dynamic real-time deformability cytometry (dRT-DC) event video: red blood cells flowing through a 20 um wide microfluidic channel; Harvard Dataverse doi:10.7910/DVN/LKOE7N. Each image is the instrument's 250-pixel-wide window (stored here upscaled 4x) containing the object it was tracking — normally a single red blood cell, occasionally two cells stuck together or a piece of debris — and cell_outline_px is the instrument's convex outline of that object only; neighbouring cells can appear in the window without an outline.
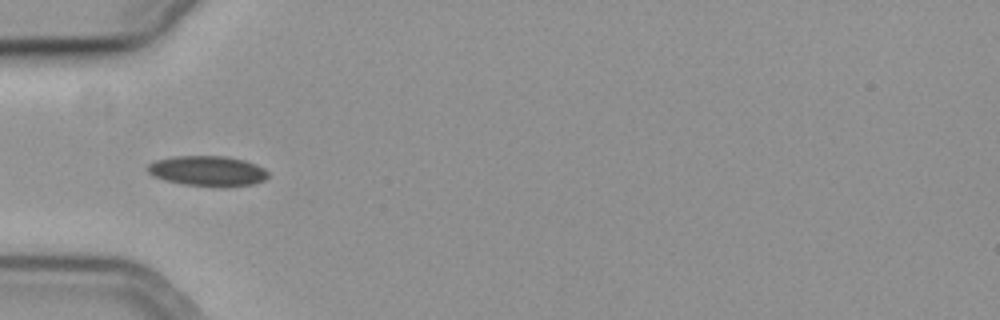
{"species": "common noctule bat (a hibernating species)", "species_latin": "Nyctalus noctula", "temperature_condition": "cold", "stored_images_in_passage": 13, "camera_frame_rate_fps": 3000, "um_per_image_px": 0.085, "animal": {"sex": "female", "body_mass_g": 19.3, "forearm_length_mm": 54.1}, "frame": {"image": 1, "passage_image": 3, "time_ms": 0.667, "image_size_px": [1000, 320], "cell_outline_px": [[268, 176], [264, 180], [252, 184], [228, 188], [216, 188], [184, 184], [164, 180], [152, 176], [144, 168], [148, 164], [156, 160], [172, 156], [224, 156], [244, 160], [256, 164], [264, 168], [268, 172]], "centroid_in_image_um": [17.63, 14.55], "position_along_channel_um": 67.4, "area_um2": 21.73}}
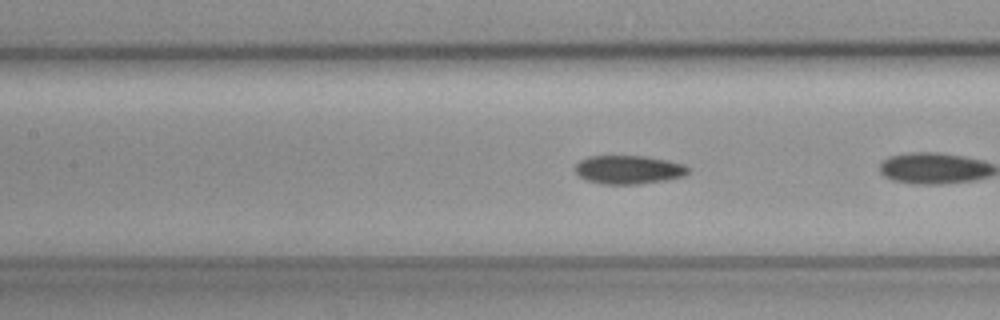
{"frame": {"image": 2, "passage_image": 8, "time_ms": 2.333, "image_size_px": [1000, 320], "cell_outline_px": [[688, 172], [684, 176], [664, 180], [640, 184], [600, 184], [588, 180], [580, 176], [576, 172], [576, 164], [580, 160], [588, 156], [644, 156], [668, 160], [684, 164], [688, 168]], "centroid_in_image_um": [53.43, 14.42], "position_along_channel_um": 154.0, "area_um2": 18.73}}